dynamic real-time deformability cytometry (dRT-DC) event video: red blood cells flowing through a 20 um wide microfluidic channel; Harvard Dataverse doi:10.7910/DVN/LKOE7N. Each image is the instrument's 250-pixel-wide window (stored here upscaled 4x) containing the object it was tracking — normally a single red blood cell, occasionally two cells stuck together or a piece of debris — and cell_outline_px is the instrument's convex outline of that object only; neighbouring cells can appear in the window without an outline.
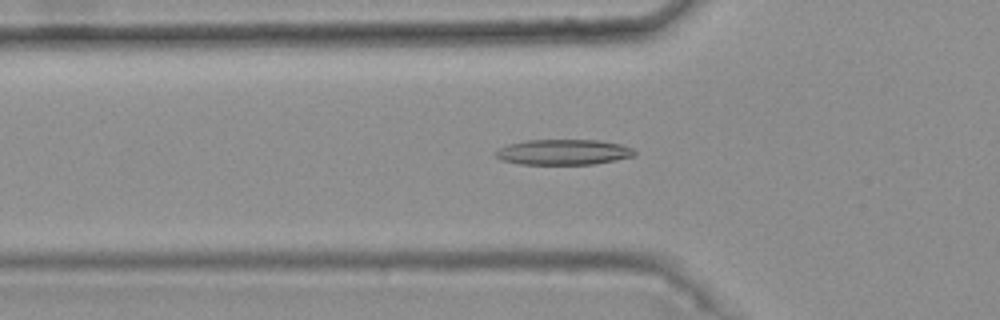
{"species": "common noctule bat (a hibernating species)", "species_latin": "Nyctalus noctula", "temperature_condition": "warm", "stored_images_in_passage": 47, "camera_frame_rate_fps": 3000, "um_per_image_px": 0.085, "animal": {"sex": "female", "body_mass_g": 25.1}, "frame": {"image": 1, "passage_image": 18, "time_ms": 5.667, "image_size_px": [1000, 320], "cell_outline_px": [[636, 156], [616, 160], [592, 164], [520, 164], [500, 160], [492, 152], [508, 144], [524, 140], [600, 140], [620, 144], [632, 148], [636, 152]], "centroid_in_image_um": [47.87, 12.93], "position_along_channel_um": 77.9, "area_um2": 20.75}}
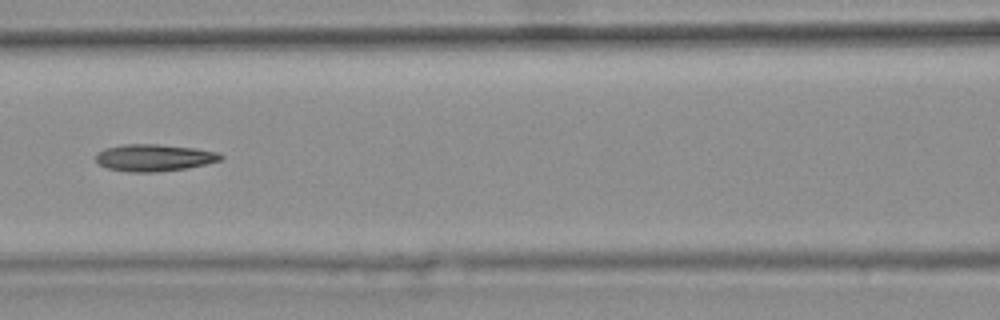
{"frame": {"image": 2, "passage_image": 24, "time_ms": 7.667, "image_size_px": [1000, 320], "cell_outline_px": [[224, 156], [220, 160], [204, 164], [184, 168], [156, 172], [128, 172], [108, 168], [100, 164], [96, 160], [96, 152], [104, 148], [124, 144], [156, 144], [196, 148], [216, 152]], "centroid_in_image_um": [13.05, 13.39], "position_along_channel_um": 153.5, "area_um2": 19.48}}
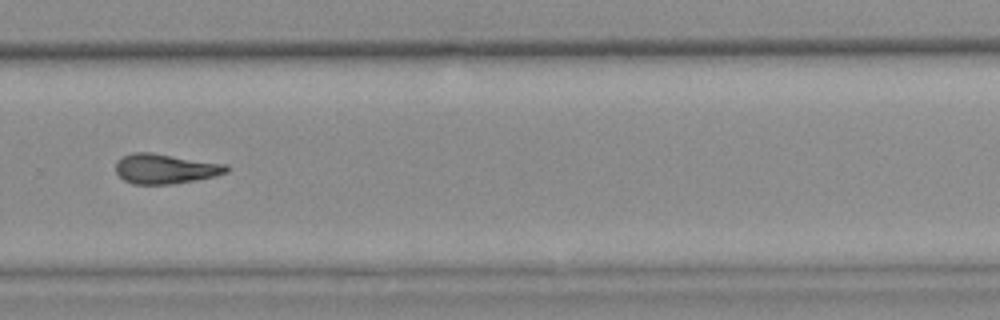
{"frame": {"image": 3, "passage_image": 37, "time_ms": 12.0, "image_size_px": [1000, 320], "cell_outline_px": [[228, 172], [196, 180], [172, 184], [132, 184], [124, 180], [116, 172], [116, 160], [120, 156], [132, 152], [152, 152], [228, 164]], "centroid_in_image_um": [14.02, 14.33], "position_along_channel_um": 315.8, "area_um2": 19.48}}